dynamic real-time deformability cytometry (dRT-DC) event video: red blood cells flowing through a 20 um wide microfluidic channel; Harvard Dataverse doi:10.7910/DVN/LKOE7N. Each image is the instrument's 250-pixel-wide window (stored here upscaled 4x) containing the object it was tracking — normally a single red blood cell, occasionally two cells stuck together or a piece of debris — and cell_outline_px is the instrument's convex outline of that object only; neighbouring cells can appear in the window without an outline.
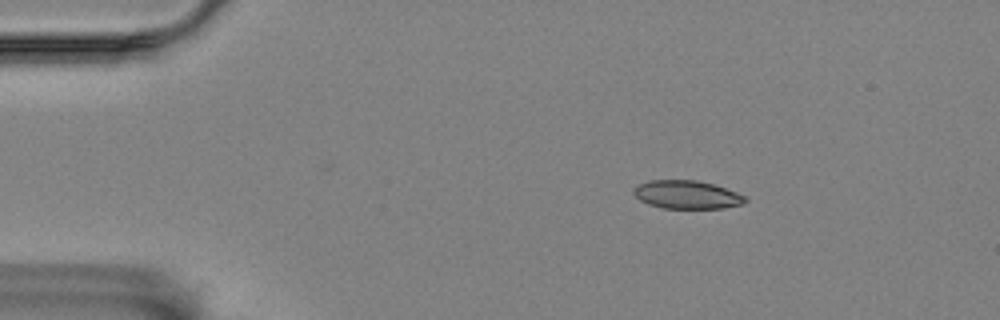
{"species": "Egyptian fruit bat (a non-hibernating species)", "species_latin": "Rousettus aegyptiacus", "temperature_condition": "room temperature", "stored_images_in_passage": 4, "camera_frame_rate_fps": 3000, "um_per_image_px": 0.085, "animal": {"sex": "female"}, "frame": {"image": 1, "passage_image": 2, "time_ms": 1.0, "image_size_px": [1000, 320], "cell_outline_px": [[748, 200], [744, 204], [724, 208], [664, 208], [648, 204], [640, 200], [632, 192], [632, 188], [648, 180], [696, 180], [712, 184], [748, 196]], "centroid_in_image_um": [58.4, 16.55], "position_along_channel_um": 26.6, "area_um2": 18.44}}